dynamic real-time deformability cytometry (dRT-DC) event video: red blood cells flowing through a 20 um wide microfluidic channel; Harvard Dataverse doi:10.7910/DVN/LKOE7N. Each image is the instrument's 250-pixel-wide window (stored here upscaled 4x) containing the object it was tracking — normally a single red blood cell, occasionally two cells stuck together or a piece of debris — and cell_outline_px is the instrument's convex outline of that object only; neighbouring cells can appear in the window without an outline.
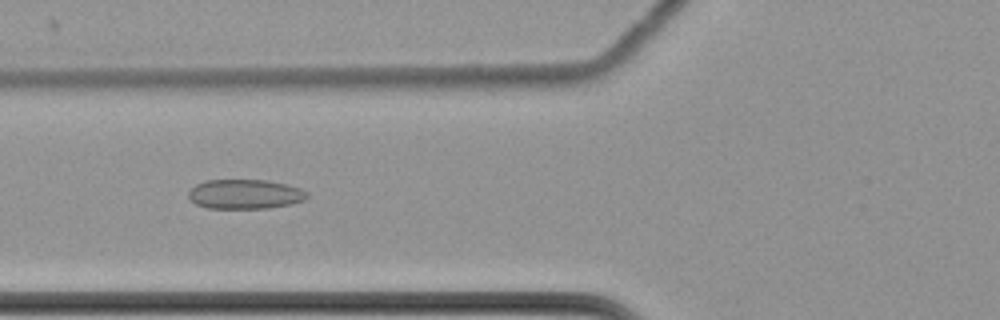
{"species": "common noctule bat (a hibernating species)", "species_latin": "Nyctalus noctula", "temperature_condition": "cold", "stored_images_in_passage": 62, "camera_frame_rate_fps": 3000, "um_per_image_px": 0.085, "animal": {"sex": "female", "body_mass_g": 22.7, "forearm_length_mm": 54.2}, "frame": {"image": 1, "passage_image": 26, "time_ms": 8.333, "image_size_px": [1000, 320], "cell_outline_px": [[308, 196], [304, 200], [292, 204], [268, 208], [208, 208], [196, 204], [188, 196], [188, 192], [196, 184], [204, 180], [268, 180], [300, 188], [308, 192]], "centroid_in_image_um": [20.83, 16.5], "position_along_channel_um": 105.0, "area_um2": 20.4}}
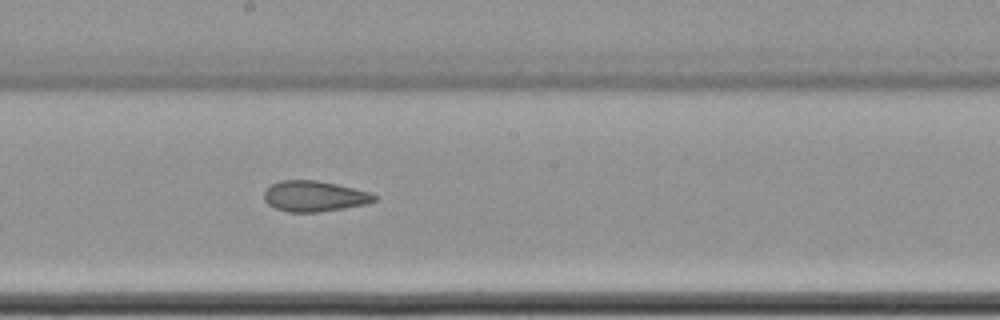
{"frame": {"image": 2, "passage_image": 36, "time_ms": 11.667, "image_size_px": [1000, 320], "cell_outline_px": [[376, 200], [364, 204], [344, 208], [316, 212], [288, 212], [276, 208], [268, 204], [264, 200], [264, 192], [272, 184], [280, 180], [316, 180], [336, 184], [368, 192], [376, 196]], "centroid_in_image_um": [26.67, 16.67], "position_along_channel_um": 221.5, "area_um2": 19.42}}
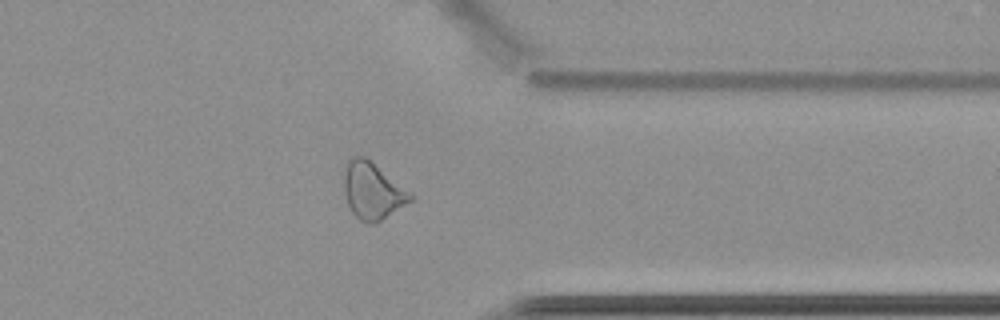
{"frame": {"image": 3, "passage_image": 50, "time_ms": 16.333, "image_size_px": [1000, 320], "cell_outline_px": [[412, 200], [376, 224], [368, 224], [360, 220], [352, 212], [348, 204], [344, 192], [344, 168], [348, 160], [352, 156], [364, 156], [408, 192], [412, 196]], "centroid_in_image_um": [31.6, 16.25], "position_along_channel_um": 379.8, "area_um2": 21.39}, "authors_computed_cell_mechanics": {"area_um2": 23.0044, "velocity_mm_per_s": 3.4945, "shape_relaxation_time_tau1_ms": null, "shape_relaxation_time_tau2_ms": 3.0818, "deformation_change_tau1": null, "deformation_change_tau2": 0.0908}}